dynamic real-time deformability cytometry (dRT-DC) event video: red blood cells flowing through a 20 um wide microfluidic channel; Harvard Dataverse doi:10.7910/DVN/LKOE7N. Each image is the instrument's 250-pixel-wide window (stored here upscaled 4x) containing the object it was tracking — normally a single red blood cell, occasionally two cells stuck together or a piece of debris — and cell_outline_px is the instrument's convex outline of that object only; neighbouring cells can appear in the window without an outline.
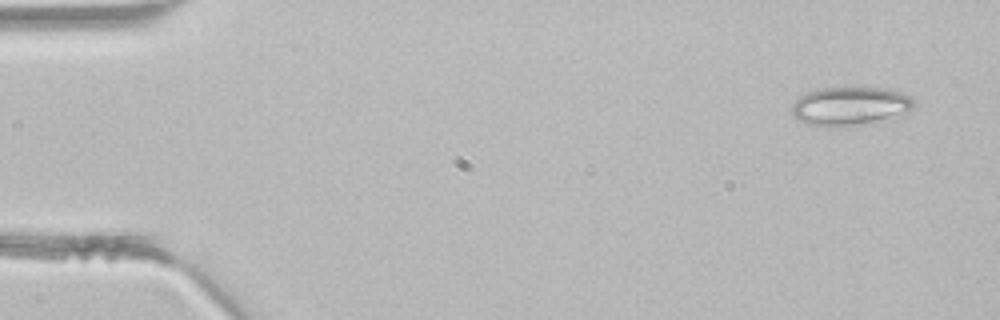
{"species": "common noctule bat (a hibernating species)", "species_latin": "Nyctalus noctula", "temperature_condition": "room temperature", "stored_images_in_passage": 4, "camera_frame_rate_fps": 3000, "um_per_image_px": 0.085, "animal": {"sex": "male", "body_mass_g": 21.5, "forearm_length_mm": 52.0}, "frame": {"image": 1, "passage_image": 1, "time_ms": 0.0, "image_size_px": [1000, 320], "cell_outline_px": [[916, 108], [904, 116], [876, 124], [832, 128], [808, 124], [792, 116], [792, 104], [800, 96], [808, 92], [820, 88], [884, 88], [900, 92], [912, 96], [916, 100]], "centroid_in_image_um": [72.38, 9.07], "position_along_channel_um": 12.6, "area_um2": 28.67}}